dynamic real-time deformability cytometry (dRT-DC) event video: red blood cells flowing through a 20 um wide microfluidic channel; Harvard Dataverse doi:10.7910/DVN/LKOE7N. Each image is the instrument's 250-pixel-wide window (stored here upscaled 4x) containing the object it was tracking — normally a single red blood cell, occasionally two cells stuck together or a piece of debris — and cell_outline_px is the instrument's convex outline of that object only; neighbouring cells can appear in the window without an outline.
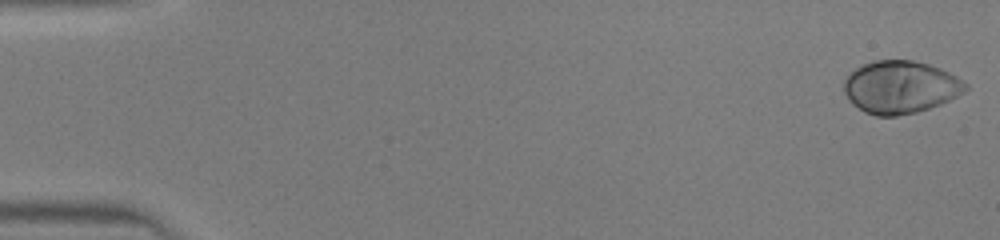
{"species": "human", "species_latin": "Homo sapiens", "temperature_condition": "warm", "stored_images_in_passage": 45, "camera_frame_rate_fps": 3000, "um_per_image_px": 0.085, "donor": {"sex": "male"}, "frame": {"image": 1, "passage_image": 1, "time_ms": 0.0, "image_size_px": [1000, 240], "cell_outline_px": [[968, 88], [964, 92], [940, 104], [916, 112], [896, 116], [876, 116], [864, 112], [852, 104], [848, 100], [844, 92], [844, 80], [848, 72], [872, 60], [912, 60], [928, 64], [940, 68], [964, 80], [968, 84]], "centroid_in_image_um": [76.51, 7.4], "position_along_channel_um": 8.5, "area_um2": 37.45}}
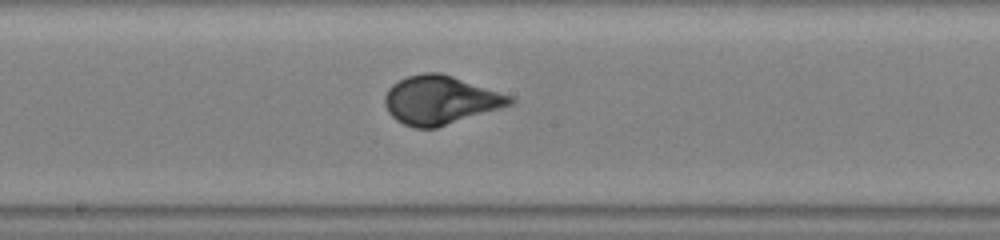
{"frame": {"image": 2, "passage_image": 25, "time_ms": 8.0, "image_size_px": [1000, 240], "cell_outline_px": [[516, 100], [512, 104], [500, 108], [436, 128], [416, 128], [404, 124], [396, 120], [388, 112], [384, 104], [384, 96], [388, 88], [392, 84], [408, 76], [424, 72], [440, 72], [512, 96]], "centroid_in_image_um": [37.4, 8.5], "position_along_channel_um": 210.8, "area_um2": 35.2}}
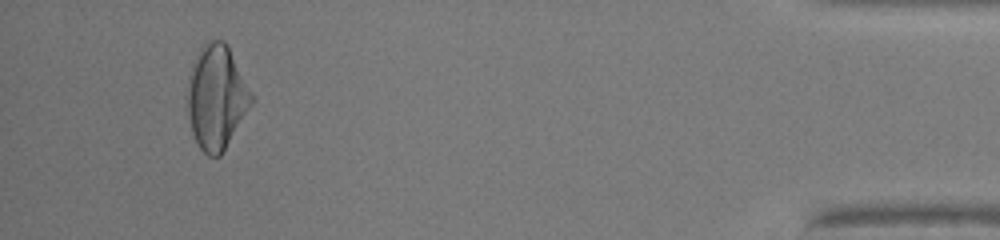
{"frame": {"image": 3, "passage_image": 43, "time_ms": 14.0, "image_size_px": [1000, 240], "cell_outline_px": [[256, 100], [220, 156], [208, 156], [200, 148], [192, 132], [188, 116], [184, 96], [192, 64], [200, 48], [208, 40], [224, 40], [228, 44], [256, 96]], "centroid_in_image_um": [18.43, 8.23], "position_along_channel_um": 416.8, "area_um2": 39.94}}